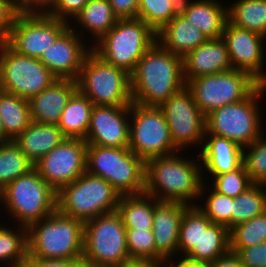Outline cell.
I'll return each mask as SVG.
<instances>
[{
    "label": "cell",
    "instance_id": "cell-35",
    "mask_svg": "<svg viewBox=\"0 0 266 267\" xmlns=\"http://www.w3.org/2000/svg\"><path fill=\"white\" fill-rule=\"evenodd\" d=\"M266 211V185L253 184L234 198L231 211V228Z\"/></svg>",
    "mask_w": 266,
    "mask_h": 267
},
{
    "label": "cell",
    "instance_id": "cell-22",
    "mask_svg": "<svg viewBox=\"0 0 266 267\" xmlns=\"http://www.w3.org/2000/svg\"><path fill=\"white\" fill-rule=\"evenodd\" d=\"M77 90V81L58 79L51 86L29 101L31 121L38 124L57 125L72 94Z\"/></svg>",
    "mask_w": 266,
    "mask_h": 267
},
{
    "label": "cell",
    "instance_id": "cell-54",
    "mask_svg": "<svg viewBox=\"0 0 266 267\" xmlns=\"http://www.w3.org/2000/svg\"><path fill=\"white\" fill-rule=\"evenodd\" d=\"M23 267H33L29 262H27Z\"/></svg>",
    "mask_w": 266,
    "mask_h": 267
},
{
    "label": "cell",
    "instance_id": "cell-44",
    "mask_svg": "<svg viewBox=\"0 0 266 267\" xmlns=\"http://www.w3.org/2000/svg\"><path fill=\"white\" fill-rule=\"evenodd\" d=\"M235 252L246 267H266V241Z\"/></svg>",
    "mask_w": 266,
    "mask_h": 267
},
{
    "label": "cell",
    "instance_id": "cell-52",
    "mask_svg": "<svg viewBox=\"0 0 266 267\" xmlns=\"http://www.w3.org/2000/svg\"><path fill=\"white\" fill-rule=\"evenodd\" d=\"M0 142H4V131H3V123L0 118Z\"/></svg>",
    "mask_w": 266,
    "mask_h": 267
},
{
    "label": "cell",
    "instance_id": "cell-34",
    "mask_svg": "<svg viewBox=\"0 0 266 267\" xmlns=\"http://www.w3.org/2000/svg\"><path fill=\"white\" fill-rule=\"evenodd\" d=\"M33 168L14 140L0 142V191Z\"/></svg>",
    "mask_w": 266,
    "mask_h": 267
},
{
    "label": "cell",
    "instance_id": "cell-16",
    "mask_svg": "<svg viewBox=\"0 0 266 267\" xmlns=\"http://www.w3.org/2000/svg\"><path fill=\"white\" fill-rule=\"evenodd\" d=\"M87 143L83 139L65 138L35 165L39 175L57 192L86 172Z\"/></svg>",
    "mask_w": 266,
    "mask_h": 267
},
{
    "label": "cell",
    "instance_id": "cell-49",
    "mask_svg": "<svg viewBox=\"0 0 266 267\" xmlns=\"http://www.w3.org/2000/svg\"><path fill=\"white\" fill-rule=\"evenodd\" d=\"M210 267H246L235 252L228 251L226 254L210 262Z\"/></svg>",
    "mask_w": 266,
    "mask_h": 267
},
{
    "label": "cell",
    "instance_id": "cell-25",
    "mask_svg": "<svg viewBox=\"0 0 266 267\" xmlns=\"http://www.w3.org/2000/svg\"><path fill=\"white\" fill-rule=\"evenodd\" d=\"M157 42L168 51L184 57L207 37L180 12L156 33Z\"/></svg>",
    "mask_w": 266,
    "mask_h": 267
},
{
    "label": "cell",
    "instance_id": "cell-28",
    "mask_svg": "<svg viewBox=\"0 0 266 267\" xmlns=\"http://www.w3.org/2000/svg\"><path fill=\"white\" fill-rule=\"evenodd\" d=\"M93 107L78 89L72 94L57 124L66 138L86 139Z\"/></svg>",
    "mask_w": 266,
    "mask_h": 267
},
{
    "label": "cell",
    "instance_id": "cell-20",
    "mask_svg": "<svg viewBox=\"0 0 266 267\" xmlns=\"http://www.w3.org/2000/svg\"><path fill=\"white\" fill-rule=\"evenodd\" d=\"M189 205L179 202L158 201L154 206L152 232L156 247V260L177 257L180 225Z\"/></svg>",
    "mask_w": 266,
    "mask_h": 267
},
{
    "label": "cell",
    "instance_id": "cell-32",
    "mask_svg": "<svg viewBox=\"0 0 266 267\" xmlns=\"http://www.w3.org/2000/svg\"><path fill=\"white\" fill-rule=\"evenodd\" d=\"M229 250V229L224 225L211 223L206 230H203L199 243L185 257L213 262Z\"/></svg>",
    "mask_w": 266,
    "mask_h": 267
},
{
    "label": "cell",
    "instance_id": "cell-45",
    "mask_svg": "<svg viewBox=\"0 0 266 267\" xmlns=\"http://www.w3.org/2000/svg\"><path fill=\"white\" fill-rule=\"evenodd\" d=\"M20 7L13 0H0V42H4Z\"/></svg>",
    "mask_w": 266,
    "mask_h": 267
},
{
    "label": "cell",
    "instance_id": "cell-46",
    "mask_svg": "<svg viewBox=\"0 0 266 267\" xmlns=\"http://www.w3.org/2000/svg\"><path fill=\"white\" fill-rule=\"evenodd\" d=\"M33 267H88L83 257L75 259H28Z\"/></svg>",
    "mask_w": 266,
    "mask_h": 267
},
{
    "label": "cell",
    "instance_id": "cell-17",
    "mask_svg": "<svg viewBox=\"0 0 266 267\" xmlns=\"http://www.w3.org/2000/svg\"><path fill=\"white\" fill-rule=\"evenodd\" d=\"M222 38L225 40L231 67L250 73L261 84L266 85L265 61L266 38L227 21Z\"/></svg>",
    "mask_w": 266,
    "mask_h": 267
},
{
    "label": "cell",
    "instance_id": "cell-8",
    "mask_svg": "<svg viewBox=\"0 0 266 267\" xmlns=\"http://www.w3.org/2000/svg\"><path fill=\"white\" fill-rule=\"evenodd\" d=\"M265 91L266 85L261 84L246 99L213 110L206 116L205 134L228 138L242 148L249 146L263 132L259 99Z\"/></svg>",
    "mask_w": 266,
    "mask_h": 267
},
{
    "label": "cell",
    "instance_id": "cell-33",
    "mask_svg": "<svg viewBox=\"0 0 266 267\" xmlns=\"http://www.w3.org/2000/svg\"><path fill=\"white\" fill-rule=\"evenodd\" d=\"M10 227L0 224V263L5 262L3 267H23L28 262L27 227Z\"/></svg>",
    "mask_w": 266,
    "mask_h": 267
},
{
    "label": "cell",
    "instance_id": "cell-15",
    "mask_svg": "<svg viewBox=\"0 0 266 267\" xmlns=\"http://www.w3.org/2000/svg\"><path fill=\"white\" fill-rule=\"evenodd\" d=\"M159 108L164 114L174 145L180 151L184 152L188 146L203 145L206 116L198 108L187 86L169 97Z\"/></svg>",
    "mask_w": 266,
    "mask_h": 267
},
{
    "label": "cell",
    "instance_id": "cell-36",
    "mask_svg": "<svg viewBox=\"0 0 266 267\" xmlns=\"http://www.w3.org/2000/svg\"><path fill=\"white\" fill-rule=\"evenodd\" d=\"M211 223L196 205L190 206L181 220L178 254L185 257L199 243L203 230H206Z\"/></svg>",
    "mask_w": 266,
    "mask_h": 267
},
{
    "label": "cell",
    "instance_id": "cell-27",
    "mask_svg": "<svg viewBox=\"0 0 266 267\" xmlns=\"http://www.w3.org/2000/svg\"><path fill=\"white\" fill-rule=\"evenodd\" d=\"M118 17L115 15L112 6L108 0H89L88 3L82 8L80 13L73 20L75 24L69 25L74 31H76L82 38L86 35V32H90L92 39V45L97 43L106 33H108L117 23ZM77 22V23H76ZM80 25H79V24ZM81 27L85 30L79 31ZM85 32V34L82 33ZM82 34V35H81Z\"/></svg>",
    "mask_w": 266,
    "mask_h": 267
},
{
    "label": "cell",
    "instance_id": "cell-47",
    "mask_svg": "<svg viewBox=\"0 0 266 267\" xmlns=\"http://www.w3.org/2000/svg\"><path fill=\"white\" fill-rule=\"evenodd\" d=\"M119 19L137 18L139 0H108Z\"/></svg>",
    "mask_w": 266,
    "mask_h": 267
},
{
    "label": "cell",
    "instance_id": "cell-48",
    "mask_svg": "<svg viewBox=\"0 0 266 267\" xmlns=\"http://www.w3.org/2000/svg\"><path fill=\"white\" fill-rule=\"evenodd\" d=\"M58 2V0H27L20 11L24 13H43L47 14Z\"/></svg>",
    "mask_w": 266,
    "mask_h": 267
},
{
    "label": "cell",
    "instance_id": "cell-12",
    "mask_svg": "<svg viewBox=\"0 0 266 267\" xmlns=\"http://www.w3.org/2000/svg\"><path fill=\"white\" fill-rule=\"evenodd\" d=\"M144 162L181 153L174 145L164 114L159 107L130 105L129 147Z\"/></svg>",
    "mask_w": 266,
    "mask_h": 267
},
{
    "label": "cell",
    "instance_id": "cell-7",
    "mask_svg": "<svg viewBox=\"0 0 266 267\" xmlns=\"http://www.w3.org/2000/svg\"><path fill=\"white\" fill-rule=\"evenodd\" d=\"M156 39V33L141 19H118L115 26L91 50L106 63L131 75Z\"/></svg>",
    "mask_w": 266,
    "mask_h": 267
},
{
    "label": "cell",
    "instance_id": "cell-31",
    "mask_svg": "<svg viewBox=\"0 0 266 267\" xmlns=\"http://www.w3.org/2000/svg\"><path fill=\"white\" fill-rule=\"evenodd\" d=\"M228 21L266 38V0H236L228 6Z\"/></svg>",
    "mask_w": 266,
    "mask_h": 267
},
{
    "label": "cell",
    "instance_id": "cell-38",
    "mask_svg": "<svg viewBox=\"0 0 266 267\" xmlns=\"http://www.w3.org/2000/svg\"><path fill=\"white\" fill-rule=\"evenodd\" d=\"M230 250H241L266 241V211L229 230Z\"/></svg>",
    "mask_w": 266,
    "mask_h": 267
},
{
    "label": "cell",
    "instance_id": "cell-19",
    "mask_svg": "<svg viewBox=\"0 0 266 267\" xmlns=\"http://www.w3.org/2000/svg\"><path fill=\"white\" fill-rule=\"evenodd\" d=\"M83 39L69 26L44 51L39 60L58 79L77 80L83 61L91 51V47H88L87 42H84Z\"/></svg>",
    "mask_w": 266,
    "mask_h": 267
},
{
    "label": "cell",
    "instance_id": "cell-6",
    "mask_svg": "<svg viewBox=\"0 0 266 267\" xmlns=\"http://www.w3.org/2000/svg\"><path fill=\"white\" fill-rule=\"evenodd\" d=\"M120 196L106 180L85 172L57 191L56 210L85 223L117 211Z\"/></svg>",
    "mask_w": 266,
    "mask_h": 267
},
{
    "label": "cell",
    "instance_id": "cell-9",
    "mask_svg": "<svg viewBox=\"0 0 266 267\" xmlns=\"http://www.w3.org/2000/svg\"><path fill=\"white\" fill-rule=\"evenodd\" d=\"M77 89L93 105H131V78L125 70L106 63L92 50L86 55L79 77Z\"/></svg>",
    "mask_w": 266,
    "mask_h": 267
},
{
    "label": "cell",
    "instance_id": "cell-37",
    "mask_svg": "<svg viewBox=\"0 0 266 267\" xmlns=\"http://www.w3.org/2000/svg\"><path fill=\"white\" fill-rule=\"evenodd\" d=\"M181 1L139 0L137 18L157 33L180 12Z\"/></svg>",
    "mask_w": 266,
    "mask_h": 267
},
{
    "label": "cell",
    "instance_id": "cell-13",
    "mask_svg": "<svg viewBox=\"0 0 266 267\" xmlns=\"http://www.w3.org/2000/svg\"><path fill=\"white\" fill-rule=\"evenodd\" d=\"M56 80L39 59L18 54L0 42V90L29 100Z\"/></svg>",
    "mask_w": 266,
    "mask_h": 267
},
{
    "label": "cell",
    "instance_id": "cell-41",
    "mask_svg": "<svg viewBox=\"0 0 266 267\" xmlns=\"http://www.w3.org/2000/svg\"><path fill=\"white\" fill-rule=\"evenodd\" d=\"M126 243L130 259L156 260L152 230L126 228Z\"/></svg>",
    "mask_w": 266,
    "mask_h": 267
},
{
    "label": "cell",
    "instance_id": "cell-5",
    "mask_svg": "<svg viewBox=\"0 0 266 267\" xmlns=\"http://www.w3.org/2000/svg\"><path fill=\"white\" fill-rule=\"evenodd\" d=\"M57 192L35 168L0 191V201L15 224L28 227L56 211ZM18 222V223H16Z\"/></svg>",
    "mask_w": 266,
    "mask_h": 267
},
{
    "label": "cell",
    "instance_id": "cell-51",
    "mask_svg": "<svg viewBox=\"0 0 266 267\" xmlns=\"http://www.w3.org/2000/svg\"><path fill=\"white\" fill-rule=\"evenodd\" d=\"M165 261H157L152 259H129L119 267H163Z\"/></svg>",
    "mask_w": 266,
    "mask_h": 267
},
{
    "label": "cell",
    "instance_id": "cell-14",
    "mask_svg": "<svg viewBox=\"0 0 266 267\" xmlns=\"http://www.w3.org/2000/svg\"><path fill=\"white\" fill-rule=\"evenodd\" d=\"M69 25L48 14L20 11L4 42L18 54L40 59Z\"/></svg>",
    "mask_w": 266,
    "mask_h": 267
},
{
    "label": "cell",
    "instance_id": "cell-18",
    "mask_svg": "<svg viewBox=\"0 0 266 267\" xmlns=\"http://www.w3.org/2000/svg\"><path fill=\"white\" fill-rule=\"evenodd\" d=\"M130 105H94L91 113L87 145L129 147Z\"/></svg>",
    "mask_w": 266,
    "mask_h": 267
},
{
    "label": "cell",
    "instance_id": "cell-23",
    "mask_svg": "<svg viewBox=\"0 0 266 267\" xmlns=\"http://www.w3.org/2000/svg\"><path fill=\"white\" fill-rule=\"evenodd\" d=\"M198 148L202 170L212 179L243 165L244 148L228 138L205 134L203 145Z\"/></svg>",
    "mask_w": 266,
    "mask_h": 267
},
{
    "label": "cell",
    "instance_id": "cell-24",
    "mask_svg": "<svg viewBox=\"0 0 266 267\" xmlns=\"http://www.w3.org/2000/svg\"><path fill=\"white\" fill-rule=\"evenodd\" d=\"M218 0H182L180 13L207 37L221 38L228 21V7Z\"/></svg>",
    "mask_w": 266,
    "mask_h": 267
},
{
    "label": "cell",
    "instance_id": "cell-42",
    "mask_svg": "<svg viewBox=\"0 0 266 267\" xmlns=\"http://www.w3.org/2000/svg\"><path fill=\"white\" fill-rule=\"evenodd\" d=\"M212 181H214L212 182V187L218 193L227 195L231 198L237 197L253 185L244 164L234 171L216 175Z\"/></svg>",
    "mask_w": 266,
    "mask_h": 267
},
{
    "label": "cell",
    "instance_id": "cell-40",
    "mask_svg": "<svg viewBox=\"0 0 266 267\" xmlns=\"http://www.w3.org/2000/svg\"><path fill=\"white\" fill-rule=\"evenodd\" d=\"M204 204L196 206L210 219L212 223L221 224L231 229V211L234 198L218 193L213 187ZM210 192V193H209ZM204 205V206H203Z\"/></svg>",
    "mask_w": 266,
    "mask_h": 267
},
{
    "label": "cell",
    "instance_id": "cell-29",
    "mask_svg": "<svg viewBox=\"0 0 266 267\" xmlns=\"http://www.w3.org/2000/svg\"><path fill=\"white\" fill-rule=\"evenodd\" d=\"M0 118L3 123L4 141L14 140L32 122L29 101L0 90Z\"/></svg>",
    "mask_w": 266,
    "mask_h": 267
},
{
    "label": "cell",
    "instance_id": "cell-1",
    "mask_svg": "<svg viewBox=\"0 0 266 267\" xmlns=\"http://www.w3.org/2000/svg\"><path fill=\"white\" fill-rule=\"evenodd\" d=\"M178 154L155 157L145 162L144 193L158 201L195 206L197 200L207 196L205 193L208 190L201 160L199 154L196 158L191 156V159Z\"/></svg>",
    "mask_w": 266,
    "mask_h": 267
},
{
    "label": "cell",
    "instance_id": "cell-10",
    "mask_svg": "<svg viewBox=\"0 0 266 267\" xmlns=\"http://www.w3.org/2000/svg\"><path fill=\"white\" fill-rule=\"evenodd\" d=\"M83 259L88 267H119L130 259L126 228L117 211L84 223Z\"/></svg>",
    "mask_w": 266,
    "mask_h": 267
},
{
    "label": "cell",
    "instance_id": "cell-21",
    "mask_svg": "<svg viewBox=\"0 0 266 267\" xmlns=\"http://www.w3.org/2000/svg\"><path fill=\"white\" fill-rule=\"evenodd\" d=\"M183 75L186 84L196 77L231 70L230 58L225 40L207 39L183 58Z\"/></svg>",
    "mask_w": 266,
    "mask_h": 267
},
{
    "label": "cell",
    "instance_id": "cell-4",
    "mask_svg": "<svg viewBox=\"0 0 266 267\" xmlns=\"http://www.w3.org/2000/svg\"><path fill=\"white\" fill-rule=\"evenodd\" d=\"M86 172L106 180L122 195L145 190V162L128 147L87 145Z\"/></svg>",
    "mask_w": 266,
    "mask_h": 267
},
{
    "label": "cell",
    "instance_id": "cell-11",
    "mask_svg": "<svg viewBox=\"0 0 266 267\" xmlns=\"http://www.w3.org/2000/svg\"><path fill=\"white\" fill-rule=\"evenodd\" d=\"M260 85L250 73L234 68L196 77L186 84L205 116L217 108L246 99Z\"/></svg>",
    "mask_w": 266,
    "mask_h": 267
},
{
    "label": "cell",
    "instance_id": "cell-26",
    "mask_svg": "<svg viewBox=\"0 0 266 267\" xmlns=\"http://www.w3.org/2000/svg\"><path fill=\"white\" fill-rule=\"evenodd\" d=\"M65 138L57 125L31 122L14 141L35 165L43 156L60 145Z\"/></svg>",
    "mask_w": 266,
    "mask_h": 267
},
{
    "label": "cell",
    "instance_id": "cell-2",
    "mask_svg": "<svg viewBox=\"0 0 266 267\" xmlns=\"http://www.w3.org/2000/svg\"><path fill=\"white\" fill-rule=\"evenodd\" d=\"M133 103L159 107L186 86L182 57L155 41L130 75Z\"/></svg>",
    "mask_w": 266,
    "mask_h": 267
},
{
    "label": "cell",
    "instance_id": "cell-50",
    "mask_svg": "<svg viewBox=\"0 0 266 267\" xmlns=\"http://www.w3.org/2000/svg\"><path fill=\"white\" fill-rule=\"evenodd\" d=\"M179 261L175 260L172 261L170 259L165 261V265L164 267H210V262L207 261H200V260H193L187 257H181L180 259H178ZM170 263V264H169Z\"/></svg>",
    "mask_w": 266,
    "mask_h": 267
},
{
    "label": "cell",
    "instance_id": "cell-30",
    "mask_svg": "<svg viewBox=\"0 0 266 267\" xmlns=\"http://www.w3.org/2000/svg\"><path fill=\"white\" fill-rule=\"evenodd\" d=\"M158 200L146 193L122 195L117 212L121 215L125 228L152 230L154 206Z\"/></svg>",
    "mask_w": 266,
    "mask_h": 267
},
{
    "label": "cell",
    "instance_id": "cell-39",
    "mask_svg": "<svg viewBox=\"0 0 266 267\" xmlns=\"http://www.w3.org/2000/svg\"><path fill=\"white\" fill-rule=\"evenodd\" d=\"M243 164L253 184L266 185V136H264V131L258 139L244 148Z\"/></svg>",
    "mask_w": 266,
    "mask_h": 267
},
{
    "label": "cell",
    "instance_id": "cell-53",
    "mask_svg": "<svg viewBox=\"0 0 266 267\" xmlns=\"http://www.w3.org/2000/svg\"><path fill=\"white\" fill-rule=\"evenodd\" d=\"M27 0H18V6L21 7Z\"/></svg>",
    "mask_w": 266,
    "mask_h": 267
},
{
    "label": "cell",
    "instance_id": "cell-43",
    "mask_svg": "<svg viewBox=\"0 0 266 267\" xmlns=\"http://www.w3.org/2000/svg\"><path fill=\"white\" fill-rule=\"evenodd\" d=\"M88 1L89 0H58L56 5L47 14L67 23L70 22L71 24L72 20L75 19Z\"/></svg>",
    "mask_w": 266,
    "mask_h": 267
},
{
    "label": "cell",
    "instance_id": "cell-3",
    "mask_svg": "<svg viewBox=\"0 0 266 267\" xmlns=\"http://www.w3.org/2000/svg\"><path fill=\"white\" fill-rule=\"evenodd\" d=\"M28 259L83 257L84 222L57 210L27 227Z\"/></svg>",
    "mask_w": 266,
    "mask_h": 267
}]
</instances>
